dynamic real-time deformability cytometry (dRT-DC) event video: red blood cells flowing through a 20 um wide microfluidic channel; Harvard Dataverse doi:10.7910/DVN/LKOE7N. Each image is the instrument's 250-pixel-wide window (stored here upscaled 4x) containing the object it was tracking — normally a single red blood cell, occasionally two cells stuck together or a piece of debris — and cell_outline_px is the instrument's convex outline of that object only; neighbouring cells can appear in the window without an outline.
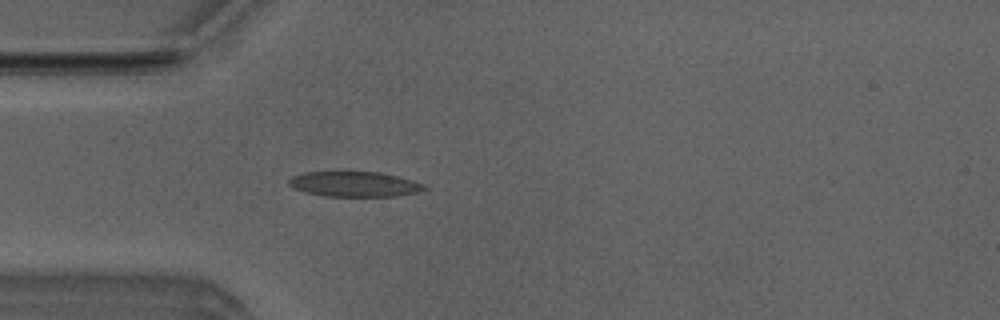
{"species": "Egyptian fruit bat (a non-hibernating species)", "species_latin": "Rousettus aegyptiacus", "temperature_condition": "room temperature", "stored_images_in_passage": 47, "camera_frame_rate_fps": 3000, "um_per_image_px": 0.085, "animal": {"sex": "male"}, "frame": {"image": 1, "passage_image": 10, "time_ms": 3.0, "image_size_px": [1000, 320], "cell_outline_px": [[428, 188], [416, 192], [396, 196], [324, 196], [304, 192], [288, 184], [288, 180], [292, 176], [304, 172], [380, 172], [412, 180], [424, 184]], "centroid_in_image_um": [30.11, 15.65], "position_along_channel_um": 54.9, "area_um2": 19.71}}
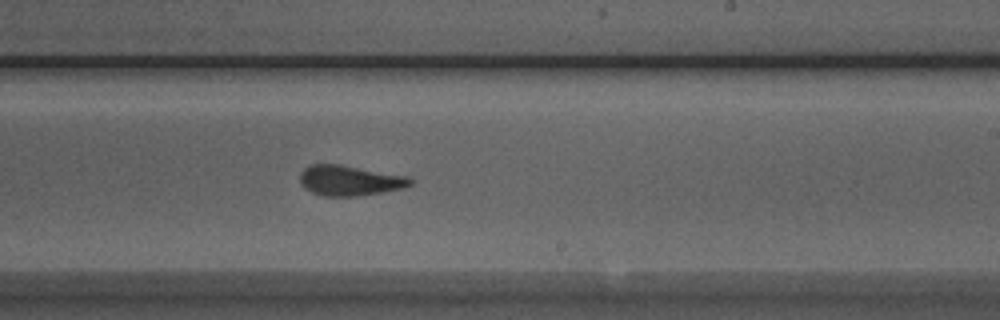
{"frame": {"image": 2, "passage_image": 26, "time_ms": 8.333, "image_size_px": [1000, 320], "cell_outline_px": [[412, 184], [404, 188], [356, 196], [324, 196], [312, 192], [304, 188], [300, 184], [300, 172], [308, 164], [340, 164], [408, 176], [412, 180]], "centroid_in_image_um": [29.69, 15.33], "position_along_channel_um": 259.3, "area_um2": 19.54}}
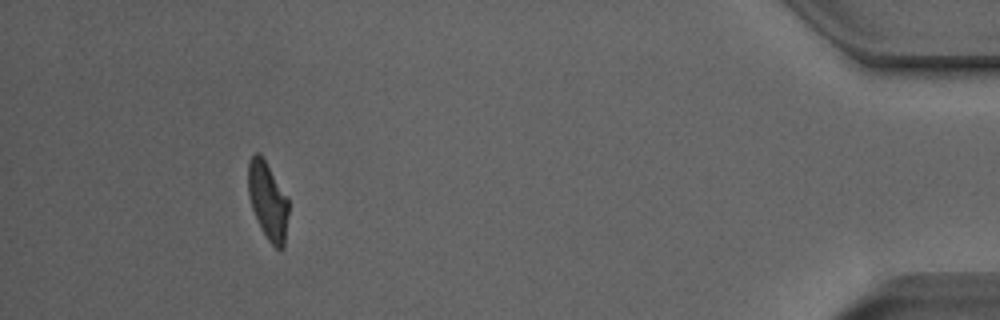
{"frame": {"image": 3, "passage_image": 43, "time_ms": 14.0, "image_size_px": [1000, 320], "cell_outline_px": [[288, 212], [284, 248], [276, 248], [268, 240], [260, 228], [252, 208], [248, 196], [248, 160], [256, 152], [260, 152], [288, 196]], "centroid_in_image_um": [22.76, 17.03], "position_along_channel_um": 412.4, "area_um2": 18.44}, "authors_computed_cell_mechanics": {"area_um2": 19.5364, "velocity_mm_per_s": 3.9134, "shape_relaxation_time_tau1_ms": 4.1358, "shape_relaxation_time_tau2_ms": 1.4954, "deformation_change_tau1": 0.125, "deformation_change_tau2": 0.0783}}